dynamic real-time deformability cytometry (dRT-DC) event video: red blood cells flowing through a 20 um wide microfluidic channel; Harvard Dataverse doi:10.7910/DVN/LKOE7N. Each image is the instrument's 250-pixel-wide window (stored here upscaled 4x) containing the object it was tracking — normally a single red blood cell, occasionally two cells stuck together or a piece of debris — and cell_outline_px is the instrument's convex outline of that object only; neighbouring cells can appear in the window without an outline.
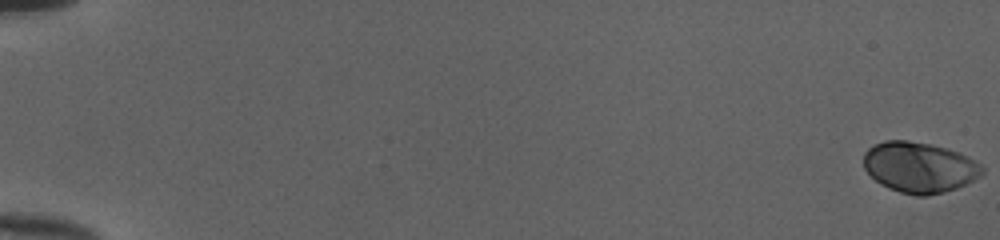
{"species": "human", "species_latin": "Homo sapiens", "temperature_condition": "cold", "stored_images_in_passage": 54, "camera_frame_rate_fps": 3000, "um_per_image_px": 0.085, "donor": {"sex": "female"}, "frame": {"image": 1, "passage_image": 1, "time_ms": 0.0, "image_size_px": [1000, 240], "cell_outline_px": [[984, 172], [980, 176], [956, 188], [944, 192], [928, 196], [916, 196], [900, 192], [888, 188], [880, 184], [864, 168], [864, 152], [868, 148], [884, 140], [908, 140], [948, 148], [960, 152], [968, 156], [980, 164], [984, 168]], "centroid_in_image_um": [78.15, 14.22], "position_along_channel_um": 6.9, "area_um2": 35.03}}
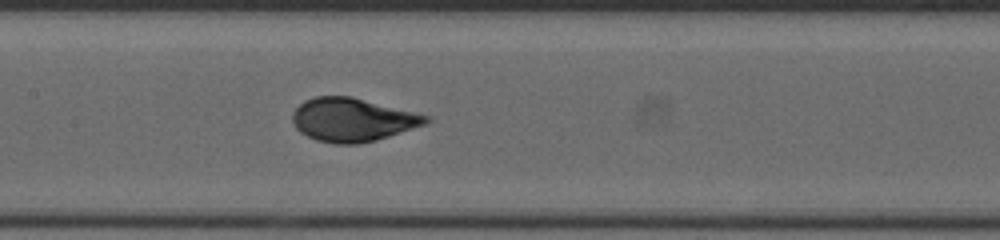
{"frame": {"image": 2, "passage_image": 29, "time_ms": 9.333, "image_size_px": [1000, 240], "cell_outline_px": [[432, 120], [428, 124], [376, 140], [356, 144], [336, 144], [316, 140], [300, 132], [296, 128], [292, 120], [292, 112], [304, 100], [316, 96], [352, 96], [432, 116]], "centroid_in_image_um": [30.0, 10.17], "position_along_channel_um": 177.4, "area_um2": 34.1}}
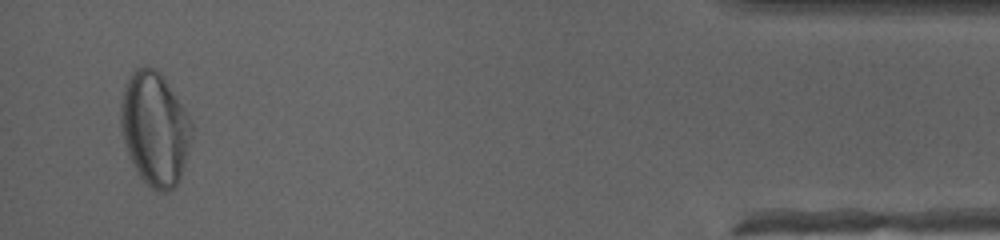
{"frame": {"image": 3, "passage_image": 52, "time_ms": 17.0, "image_size_px": [1000, 240], "cell_outline_px": [[192, 132], [184, 168], [180, 180], [172, 188], [164, 192], [156, 192], [140, 176], [124, 144], [120, 128], [120, 100], [128, 76], [136, 68], [144, 64], [156, 68], [164, 76], [192, 124]], "centroid_in_image_um": [13.13, 10.9], "position_along_channel_um": 422.1, "area_um2": 46.93}, "authors_computed_cell_mechanics": {"area_um2": 34.102, "velocity_mm_per_s": 4.0131, "shape_relaxation_time_tau1_ms": 3.7791, "shape_relaxation_time_tau2_ms": null, "deformation_change_tau1": 0.202, "deformation_change_tau2": null}}